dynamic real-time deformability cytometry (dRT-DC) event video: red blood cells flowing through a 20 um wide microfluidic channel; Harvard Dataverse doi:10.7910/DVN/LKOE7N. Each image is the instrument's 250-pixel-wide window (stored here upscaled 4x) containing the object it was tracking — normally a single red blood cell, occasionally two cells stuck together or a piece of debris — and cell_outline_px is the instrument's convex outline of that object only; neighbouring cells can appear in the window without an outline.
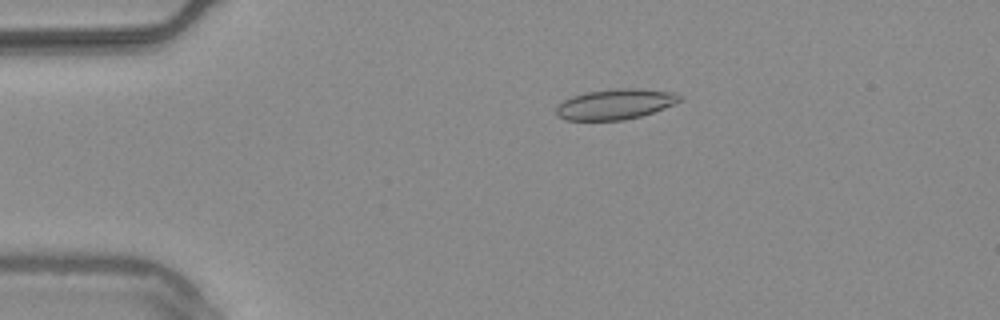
{"species": "common noctule bat (a hibernating species)", "species_latin": "Nyctalus noctula", "temperature_condition": "warm", "stored_images_in_passage": 54, "camera_frame_rate_fps": 3000, "um_per_image_px": 0.085, "animal": {"sex": "male", "body_mass_g": 20.4}, "frame": {"image": 1, "passage_image": 11, "time_ms": 3.333, "image_size_px": [1000, 320], "cell_outline_px": [[680, 100], [664, 108], [640, 116], [624, 120], [564, 120], [556, 112], [556, 108], [564, 100], [572, 96], [588, 92], [616, 88], [636, 88], [676, 92], [680, 96]], "centroid_in_image_um": [52.3, 8.85], "position_along_channel_um": 32.7, "area_um2": 21.62}}
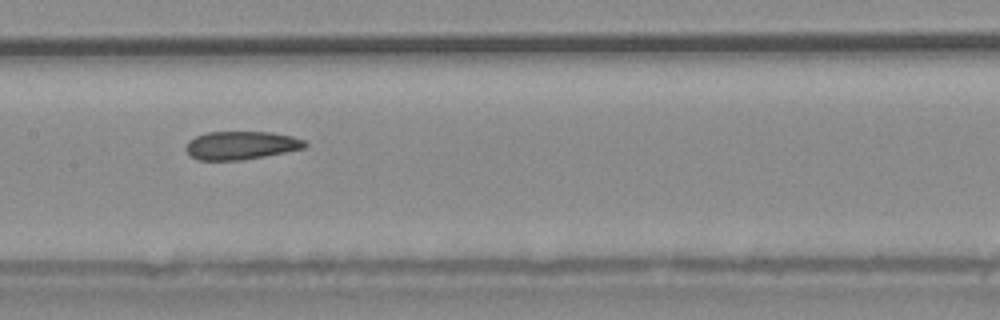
{"frame": {"image": 2, "passage_image": 27, "time_ms": 8.667, "image_size_px": [1000, 320], "cell_outline_px": [[308, 144], [304, 148], [244, 160], [196, 160], [188, 156], [184, 148], [188, 140], [196, 136], [208, 132], [268, 132], [292, 136], [304, 140]], "centroid_in_image_um": [20.42, 12.36], "position_along_channel_um": 187.0, "area_um2": 19.71}}
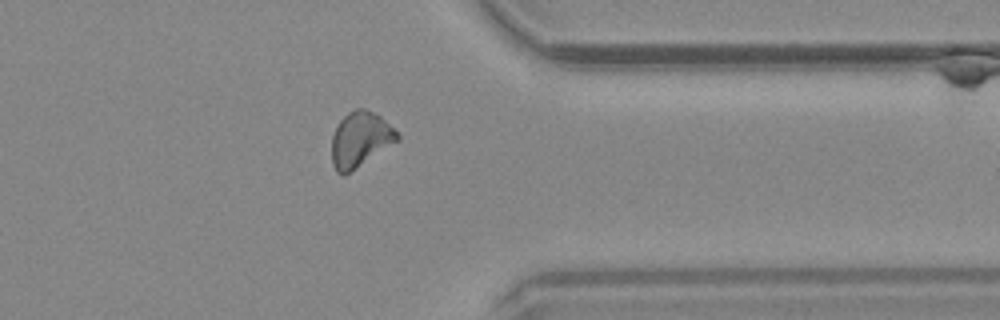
{"frame": {"image": 3, "passage_image": 43, "time_ms": 14.0, "image_size_px": [1000, 320], "cell_outline_px": [[400, 140], [344, 176], [336, 172], [332, 164], [332, 136], [340, 120], [348, 112], [356, 108], [364, 108], [376, 112], [400, 136]], "centroid_in_image_um": [30.61, 11.86], "position_along_channel_um": 380.8, "area_um2": 21.1}, "authors_computed_cell_mechanics": {"area_um2": 20.7791, "velocity_mm_per_s": 3.7771, "shape_relaxation_time_tau1_ms": null, "shape_relaxation_time_tau2_ms": 3.2394, "deformation_change_tau1": null, "deformation_change_tau2": 0.0945}}